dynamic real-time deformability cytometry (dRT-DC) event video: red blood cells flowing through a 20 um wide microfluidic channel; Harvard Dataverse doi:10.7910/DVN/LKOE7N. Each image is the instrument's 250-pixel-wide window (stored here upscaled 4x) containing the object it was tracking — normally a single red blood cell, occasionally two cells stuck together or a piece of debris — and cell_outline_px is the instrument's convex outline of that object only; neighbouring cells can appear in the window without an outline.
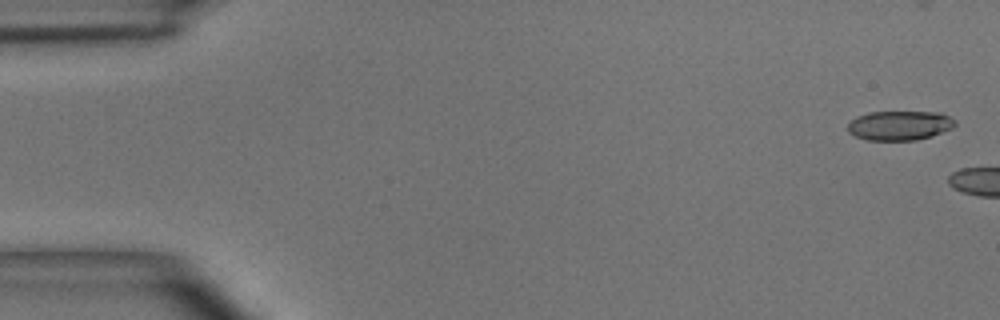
{"species": "common noctule bat (a hibernating species)", "species_latin": "Nyctalus noctula", "temperature_condition": "room temperature", "stored_images_in_passage": 3, "camera_frame_rate_fps": 3000, "um_per_image_px": 0.085, "animal": {"sex": "male", "body_mass_g": 15.6}, "frame": {"image": 1, "passage_image": 1, "time_ms": 0.0, "image_size_px": [1000, 320], "cell_outline_px": [[956, 124], [952, 128], [932, 136], [916, 140], [868, 140], [856, 136], [848, 132], [848, 124], [856, 116], [868, 112], [940, 112], [956, 120]], "centroid_in_image_um": [76.48, 10.66], "position_along_channel_um": 8.5, "area_um2": 18.44}}